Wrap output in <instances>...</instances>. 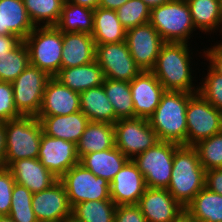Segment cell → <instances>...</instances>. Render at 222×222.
<instances>
[{"instance_id": "6da1fadb", "label": "cell", "mask_w": 222, "mask_h": 222, "mask_svg": "<svg viewBox=\"0 0 222 222\" xmlns=\"http://www.w3.org/2000/svg\"><path fill=\"white\" fill-rule=\"evenodd\" d=\"M189 45V43L166 42L162 46L151 72L166 91H183L194 94L199 91V85L196 86L193 83L196 77L192 76L194 70H191L190 52L192 50L189 49Z\"/></svg>"}, {"instance_id": "9a60e30c", "label": "cell", "mask_w": 222, "mask_h": 222, "mask_svg": "<svg viewBox=\"0 0 222 222\" xmlns=\"http://www.w3.org/2000/svg\"><path fill=\"white\" fill-rule=\"evenodd\" d=\"M38 159L58 179L79 164L77 145L42 133Z\"/></svg>"}, {"instance_id": "d6986e66", "label": "cell", "mask_w": 222, "mask_h": 222, "mask_svg": "<svg viewBox=\"0 0 222 222\" xmlns=\"http://www.w3.org/2000/svg\"><path fill=\"white\" fill-rule=\"evenodd\" d=\"M80 111V96L51 77L45 86L43 101L38 116L69 115Z\"/></svg>"}, {"instance_id": "f5cc1de1", "label": "cell", "mask_w": 222, "mask_h": 222, "mask_svg": "<svg viewBox=\"0 0 222 222\" xmlns=\"http://www.w3.org/2000/svg\"><path fill=\"white\" fill-rule=\"evenodd\" d=\"M67 222H76V221H74V220H72V219H69Z\"/></svg>"}, {"instance_id": "30bf717a", "label": "cell", "mask_w": 222, "mask_h": 222, "mask_svg": "<svg viewBox=\"0 0 222 222\" xmlns=\"http://www.w3.org/2000/svg\"><path fill=\"white\" fill-rule=\"evenodd\" d=\"M50 78L45 71L29 64L12 82L15 106L21 116H38Z\"/></svg>"}, {"instance_id": "8d00e7d4", "label": "cell", "mask_w": 222, "mask_h": 222, "mask_svg": "<svg viewBox=\"0 0 222 222\" xmlns=\"http://www.w3.org/2000/svg\"><path fill=\"white\" fill-rule=\"evenodd\" d=\"M205 171L222 168V131L194 145Z\"/></svg>"}, {"instance_id": "7a4b0ae2", "label": "cell", "mask_w": 222, "mask_h": 222, "mask_svg": "<svg viewBox=\"0 0 222 222\" xmlns=\"http://www.w3.org/2000/svg\"><path fill=\"white\" fill-rule=\"evenodd\" d=\"M194 93L165 91L154 113L148 117L149 125L156 132L159 141L186 145V109Z\"/></svg>"}, {"instance_id": "1f68e13d", "label": "cell", "mask_w": 222, "mask_h": 222, "mask_svg": "<svg viewBox=\"0 0 222 222\" xmlns=\"http://www.w3.org/2000/svg\"><path fill=\"white\" fill-rule=\"evenodd\" d=\"M104 91L115 111V122L118 119L134 118V104L131 97L130 82L105 78Z\"/></svg>"}, {"instance_id": "603a6c76", "label": "cell", "mask_w": 222, "mask_h": 222, "mask_svg": "<svg viewBox=\"0 0 222 222\" xmlns=\"http://www.w3.org/2000/svg\"><path fill=\"white\" fill-rule=\"evenodd\" d=\"M96 44L91 34L64 33L61 68L82 66L95 61Z\"/></svg>"}, {"instance_id": "b9f144b4", "label": "cell", "mask_w": 222, "mask_h": 222, "mask_svg": "<svg viewBox=\"0 0 222 222\" xmlns=\"http://www.w3.org/2000/svg\"><path fill=\"white\" fill-rule=\"evenodd\" d=\"M114 222H147L137 204L116 206Z\"/></svg>"}, {"instance_id": "e0dca14e", "label": "cell", "mask_w": 222, "mask_h": 222, "mask_svg": "<svg viewBox=\"0 0 222 222\" xmlns=\"http://www.w3.org/2000/svg\"><path fill=\"white\" fill-rule=\"evenodd\" d=\"M134 118L150 117L159 105L165 89L151 71H142L130 82Z\"/></svg>"}, {"instance_id": "83f0119b", "label": "cell", "mask_w": 222, "mask_h": 222, "mask_svg": "<svg viewBox=\"0 0 222 222\" xmlns=\"http://www.w3.org/2000/svg\"><path fill=\"white\" fill-rule=\"evenodd\" d=\"M186 1L196 30L207 34L218 30L222 35V0Z\"/></svg>"}, {"instance_id": "ffe728a7", "label": "cell", "mask_w": 222, "mask_h": 222, "mask_svg": "<svg viewBox=\"0 0 222 222\" xmlns=\"http://www.w3.org/2000/svg\"><path fill=\"white\" fill-rule=\"evenodd\" d=\"M8 169L15 182L26 187L33 194L49 188L58 180L38 158L14 161Z\"/></svg>"}, {"instance_id": "c3c4849f", "label": "cell", "mask_w": 222, "mask_h": 222, "mask_svg": "<svg viewBox=\"0 0 222 222\" xmlns=\"http://www.w3.org/2000/svg\"><path fill=\"white\" fill-rule=\"evenodd\" d=\"M68 1L73 3V4H76V5L91 8L93 10L98 8L99 3H100V0H68Z\"/></svg>"}, {"instance_id": "ee69618b", "label": "cell", "mask_w": 222, "mask_h": 222, "mask_svg": "<svg viewBox=\"0 0 222 222\" xmlns=\"http://www.w3.org/2000/svg\"><path fill=\"white\" fill-rule=\"evenodd\" d=\"M205 187L222 195V168L206 171Z\"/></svg>"}, {"instance_id": "f546056e", "label": "cell", "mask_w": 222, "mask_h": 222, "mask_svg": "<svg viewBox=\"0 0 222 222\" xmlns=\"http://www.w3.org/2000/svg\"><path fill=\"white\" fill-rule=\"evenodd\" d=\"M185 213L197 222H222V195L204 187L185 206Z\"/></svg>"}, {"instance_id": "bcb514c9", "label": "cell", "mask_w": 222, "mask_h": 222, "mask_svg": "<svg viewBox=\"0 0 222 222\" xmlns=\"http://www.w3.org/2000/svg\"><path fill=\"white\" fill-rule=\"evenodd\" d=\"M129 0H100L99 7L117 11V9Z\"/></svg>"}, {"instance_id": "f35d334b", "label": "cell", "mask_w": 222, "mask_h": 222, "mask_svg": "<svg viewBox=\"0 0 222 222\" xmlns=\"http://www.w3.org/2000/svg\"><path fill=\"white\" fill-rule=\"evenodd\" d=\"M199 83V93L216 109L222 110V75L209 65L207 75ZM201 84V86H200Z\"/></svg>"}, {"instance_id": "d590c367", "label": "cell", "mask_w": 222, "mask_h": 222, "mask_svg": "<svg viewBox=\"0 0 222 222\" xmlns=\"http://www.w3.org/2000/svg\"><path fill=\"white\" fill-rule=\"evenodd\" d=\"M33 193L15 183L12 192L9 216L16 222H38L32 208Z\"/></svg>"}, {"instance_id": "60d3db41", "label": "cell", "mask_w": 222, "mask_h": 222, "mask_svg": "<svg viewBox=\"0 0 222 222\" xmlns=\"http://www.w3.org/2000/svg\"><path fill=\"white\" fill-rule=\"evenodd\" d=\"M15 183L11 171L6 167L0 168V216L9 215Z\"/></svg>"}, {"instance_id": "f1b7e54d", "label": "cell", "mask_w": 222, "mask_h": 222, "mask_svg": "<svg viewBox=\"0 0 222 222\" xmlns=\"http://www.w3.org/2000/svg\"><path fill=\"white\" fill-rule=\"evenodd\" d=\"M92 37L95 44H110L125 41L126 30L116 11L104 8L94 10Z\"/></svg>"}, {"instance_id": "836d02e7", "label": "cell", "mask_w": 222, "mask_h": 222, "mask_svg": "<svg viewBox=\"0 0 222 222\" xmlns=\"http://www.w3.org/2000/svg\"><path fill=\"white\" fill-rule=\"evenodd\" d=\"M64 1L23 0L26 11L35 26H55L59 21Z\"/></svg>"}, {"instance_id": "74e56055", "label": "cell", "mask_w": 222, "mask_h": 222, "mask_svg": "<svg viewBox=\"0 0 222 222\" xmlns=\"http://www.w3.org/2000/svg\"><path fill=\"white\" fill-rule=\"evenodd\" d=\"M116 14L127 31L149 22L150 8L142 0H129L117 9Z\"/></svg>"}, {"instance_id": "8992f818", "label": "cell", "mask_w": 222, "mask_h": 222, "mask_svg": "<svg viewBox=\"0 0 222 222\" xmlns=\"http://www.w3.org/2000/svg\"><path fill=\"white\" fill-rule=\"evenodd\" d=\"M30 64L55 77L61 69L63 32L56 26H36L23 40Z\"/></svg>"}, {"instance_id": "681fc988", "label": "cell", "mask_w": 222, "mask_h": 222, "mask_svg": "<svg viewBox=\"0 0 222 222\" xmlns=\"http://www.w3.org/2000/svg\"><path fill=\"white\" fill-rule=\"evenodd\" d=\"M142 1L151 9L152 7L160 6L161 4H164L172 0H142Z\"/></svg>"}, {"instance_id": "7dc6e473", "label": "cell", "mask_w": 222, "mask_h": 222, "mask_svg": "<svg viewBox=\"0 0 222 222\" xmlns=\"http://www.w3.org/2000/svg\"><path fill=\"white\" fill-rule=\"evenodd\" d=\"M4 156H5L4 122H0V168L4 167Z\"/></svg>"}, {"instance_id": "52a82bcc", "label": "cell", "mask_w": 222, "mask_h": 222, "mask_svg": "<svg viewBox=\"0 0 222 222\" xmlns=\"http://www.w3.org/2000/svg\"><path fill=\"white\" fill-rule=\"evenodd\" d=\"M178 146L177 143L159 141L132 159L144 176L148 188H168L171 181L173 157Z\"/></svg>"}, {"instance_id": "cb8c5ba5", "label": "cell", "mask_w": 222, "mask_h": 222, "mask_svg": "<svg viewBox=\"0 0 222 222\" xmlns=\"http://www.w3.org/2000/svg\"><path fill=\"white\" fill-rule=\"evenodd\" d=\"M128 160L115 146L104 151L88 153L79 159V163L95 176L111 182Z\"/></svg>"}, {"instance_id": "5b68a950", "label": "cell", "mask_w": 222, "mask_h": 222, "mask_svg": "<svg viewBox=\"0 0 222 222\" xmlns=\"http://www.w3.org/2000/svg\"><path fill=\"white\" fill-rule=\"evenodd\" d=\"M149 23L165 42L188 43L196 31L186 0H172L152 7Z\"/></svg>"}, {"instance_id": "7c38bea8", "label": "cell", "mask_w": 222, "mask_h": 222, "mask_svg": "<svg viewBox=\"0 0 222 222\" xmlns=\"http://www.w3.org/2000/svg\"><path fill=\"white\" fill-rule=\"evenodd\" d=\"M95 60L108 79L131 82L142 72L133 60L126 41L96 44Z\"/></svg>"}, {"instance_id": "4dcf8cb0", "label": "cell", "mask_w": 222, "mask_h": 222, "mask_svg": "<svg viewBox=\"0 0 222 222\" xmlns=\"http://www.w3.org/2000/svg\"><path fill=\"white\" fill-rule=\"evenodd\" d=\"M93 19V9L65 0L59 21L55 26L64 33L92 34Z\"/></svg>"}, {"instance_id": "7402d4cb", "label": "cell", "mask_w": 222, "mask_h": 222, "mask_svg": "<svg viewBox=\"0 0 222 222\" xmlns=\"http://www.w3.org/2000/svg\"><path fill=\"white\" fill-rule=\"evenodd\" d=\"M35 27L23 0H0V35H16L23 41Z\"/></svg>"}, {"instance_id": "3957f363", "label": "cell", "mask_w": 222, "mask_h": 222, "mask_svg": "<svg viewBox=\"0 0 222 222\" xmlns=\"http://www.w3.org/2000/svg\"><path fill=\"white\" fill-rule=\"evenodd\" d=\"M206 171L194 146L179 145L175 149L168 192L184 208L205 187Z\"/></svg>"}, {"instance_id": "4fadbf2b", "label": "cell", "mask_w": 222, "mask_h": 222, "mask_svg": "<svg viewBox=\"0 0 222 222\" xmlns=\"http://www.w3.org/2000/svg\"><path fill=\"white\" fill-rule=\"evenodd\" d=\"M125 41L133 60L142 71L154 68L157 56L166 43L149 22L127 30Z\"/></svg>"}, {"instance_id": "ba28073f", "label": "cell", "mask_w": 222, "mask_h": 222, "mask_svg": "<svg viewBox=\"0 0 222 222\" xmlns=\"http://www.w3.org/2000/svg\"><path fill=\"white\" fill-rule=\"evenodd\" d=\"M186 122V145L194 146L222 131V110L216 109L197 92L189 98Z\"/></svg>"}, {"instance_id": "f907efd6", "label": "cell", "mask_w": 222, "mask_h": 222, "mask_svg": "<svg viewBox=\"0 0 222 222\" xmlns=\"http://www.w3.org/2000/svg\"><path fill=\"white\" fill-rule=\"evenodd\" d=\"M176 222H197V221L189 217L186 213H184Z\"/></svg>"}, {"instance_id": "ac0fdd59", "label": "cell", "mask_w": 222, "mask_h": 222, "mask_svg": "<svg viewBox=\"0 0 222 222\" xmlns=\"http://www.w3.org/2000/svg\"><path fill=\"white\" fill-rule=\"evenodd\" d=\"M146 188L144 176L129 159L110 182V199L117 206L138 204Z\"/></svg>"}, {"instance_id": "277c9868", "label": "cell", "mask_w": 222, "mask_h": 222, "mask_svg": "<svg viewBox=\"0 0 222 222\" xmlns=\"http://www.w3.org/2000/svg\"><path fill=\"white\" fill-rule=\"evenodd\" d=\"M4 167L20 159L38 158L42 127L36 117L21 116L4 122Z\"/></svg>"}, {"instance_id": "2e32d148", "label": "cell", "mask_w": 222, "mask_h": 222, "mask_svg": "<svg viewBox=\"0 0 222 222\" xmlns=\"http://www.w3.org/2000/svg\"><path fill=\"white\" fill-rule=\"evenodd\" d=\"M137 205L147 222H176L185 213L167 189L147 187Z\"/></svg>"}, {"instance_id": "5bb4252c", "label": "cell", "mask_w": 222, "mask_h": 222, "mask_svg": "<svg viewBox=\"0 0 222 222\" xmlns=\"http://www.w3.org/2000/svg\"><path fill=\"white\" fill-rule=\"evenodd\" d=\"M31 205L38 222H67L72 216L68 195L59 179L49 188L34 193Z\"/></svg>"}, {"instance_id": "f6af8a7d", "label": "cell", "mask_w": 222, "mask_h": 222, "mask_svg": "<svg viewBox=\"0 0 222 222\" xmlns=\"http://www.w3.org/2000/svg\"><path fill=\"white\" fill-rule=\"evenodd\" d=\"M22 40L16 35H0V55L14 50Z\"/></svg>"}, {"instance_id": "ab89813d", "label": "cell", "mask_w": 222, "mask_h": 222, "mask_svg": "<svg viewBox=\"0 0 222 222\" xmlns=\"http://www.w3.org/2000/svg\"><path fill=\"white\" fill-rule=\"evenodd\" d=\"M21 117L15 102L11 82L0 81V122H6Z\"/></svg>"}, {"instance_id": "d4e9b609", "label": "cell", "mask_w": 222, "mask_h": 222, "mask_svg": "<svg viewBox=\"0 0 222 222\" xmlns=\"http://www.w3.org/2000/svg\"><path fill=\"white\" fill-rule=\"evenodd\" d=\"M55 78L78 93L103 85L105 79L103 70L96 60L82 66L61 68Z\"/></svg>"}, {"instance_id": "816d5d0a", "label": "cell", "mask_w": 222, "mask_h": 222, "mask_svg": "<svg viewBox=\"0 0 222 222\" xmlns=\"http://www.w3.org/2000/svg\"><path fill=\"white\" fill-rule=\"evenodd\" d=\"M0 222H16L9 215H1Z\"/></svg>"}, {"instance_id": "e575fe53", "label": "cell", "mask_w": 222, "mask_h": 222, "mask_svg": "<svg viewBox=\"0 0 222 222\" xmlns=\"http://www.w3.org/2000/svg\"><path fill=\"white\" fill-rule=\"evenodd\" d=\"M29 64V52L22 41L11 52L0 55V81L12 83Z\"/></svg>"}, {"instance_id": "7bdbcfd3", "label": "cell", "mask_w": 222, "mask_h": 222, "mask_svg": "<svg viewBox=\"0 0 222 222\" xmlns=\"http://www.w3.org/2000/svg\"><path fill=\"white\" fill-rule=\"evenodd\" d=\"M203 53L207 62L209 61V66L215 72L222 75V42L211 46Z\"/></svg>"}, {"instance_id": "4316f807", "label": "cell", "mask_w": 222, "mask_h": 222, "mask_svg": "<svg viewBox=\"0 0 222 222\" xmlns=\"http://www.w3.org/2000/svg\"><path fill=\"white\" fill-rule=\"evenodd\" d=\"M113 147H115L113 124L90 121L77 143V155L80 159L88 153L104 151Z\"/></svg>"}, {"instance_id": "d6a6232c", "label": "cell", "mask_w": 222, "mask_h": 222, "mask_svg": "<svg viewBox=\"0 0 222 222\" xmlns=\"http://www.w3.org/2000/svg\"><path fill=\"white\" fill-rule=\"evenodd\" d=\"M116 204L112 200L84 201L72 208L76 222H114Z\"/></svg>"}, {"instance_id": "9c48e42d", "label": "cell", "mask_w": 222, "mask_h": 222, "mask_svg": "<svg viewBox=\"0 0 222 222\" xmlns=\"http://www.w3.org/2000/svg\"><path fill=\"white\" fill-rule=\"evenodd\" d=\"M59 180L65 187L72 208L84 201L111 200L110 182L95 176L80 163L71 167Z\"/></svg>"}, {"instance_id": "484cf974", "label": "cell", "mask_w": 222, "mask_h": 222, "mask_svg": "<svg viewBox=\"0 0 222 222\" xmlns=\"http://www.w3.org/2000/svg\"><path fill=\"white\" fill-rule=\"evenodd\" d=\"M80 111L93 122L115 123V111L103 85L79 93Z\"/></svg>"}, {"instance_id": "8fae6325", "label": "cell", "mask_w": 222, "mask_h": 222, "mask_svg": "<svg viewBox=\"0 0 222 222\" xmlns=\"http://www.w3.org/2000/svg\"><path fill=\"white\" fill-rule=\"evenodd\" d=\"M115 146L128 158L134 159L159 142L146 118L118 119L114 124Z\"/></svg>"}, {"instance_id": "44dd1931", "label": "cell", "mask_w": 222, "mask_h": 222, "mask_svg": "<svg viewBox=\"0 0 222 222\" xmlns=\"http://www.w3.org/2000/svg\"><path fill=\"white\" fill-rule=\"evenodd\" d=\"M43 133L77 145L90 120L81 112L69 115L37 116Z\"/></svg>"}]
</instances>
